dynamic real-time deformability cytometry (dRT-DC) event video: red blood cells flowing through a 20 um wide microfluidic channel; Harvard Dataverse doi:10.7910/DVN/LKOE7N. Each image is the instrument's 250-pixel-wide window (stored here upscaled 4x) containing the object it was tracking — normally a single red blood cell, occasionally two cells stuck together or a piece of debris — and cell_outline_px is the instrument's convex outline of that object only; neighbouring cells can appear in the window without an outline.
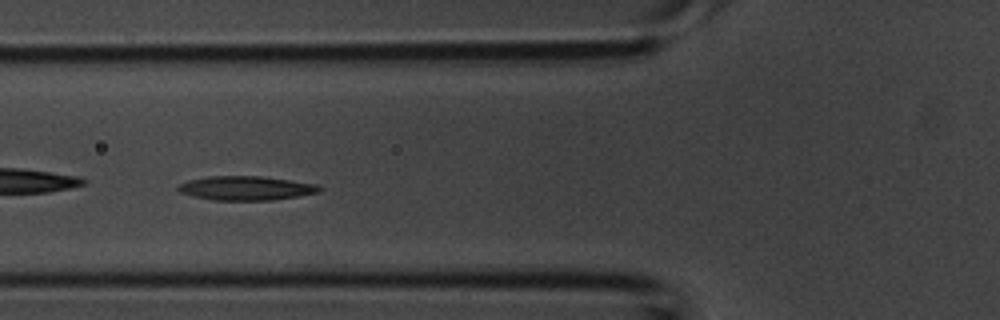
{"species": "common noctule bat (a hibernating species)", "species_latin": "Nyctalus noctula", "temperature_condition": "room temperature", "stored_images_in_passage": 43, "camera_frame_rate_fps": 3000, "um_per_image_px": 0.085, "animal": {"sex": "male", "body_mass_g": 20.1, "forearm_length_mm": 53.5}, "frame": {"image": 1, "passage_image": 16, "time_ms": 5.0, "image_size_px": [1000, 320], "cell_outline_px": [[324, 188], [320, 192], [272, 200], [212, 200], [192, 196], [180, 192], [176, 188], [180, 184], [188, 180], [208, 176], [264, 176], [316, 184]], "centroid_in_image_um": [20.91, 15.99], "position_along_channel_um": 104.9, "area_um2": 19.88}}
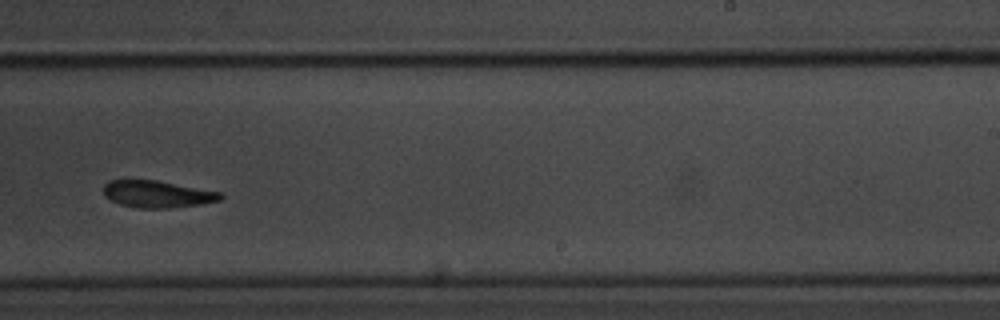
{"frame": {"image": 2, "passage_image": 27, "time_ms": 8.667, "image_size_px": [1000, 320], "cell_outline_px": [[224, 196], [220, 200], [200, 204], [168, 208], [140, 208], [120, 204], [104, 196], [104, 184], [108, 180], [156, 180], [220, 192]], "centroid_in_image_um": [13.35, 16.49], "position_along_channel_um": 275.6, "area_um2": 18.21}}
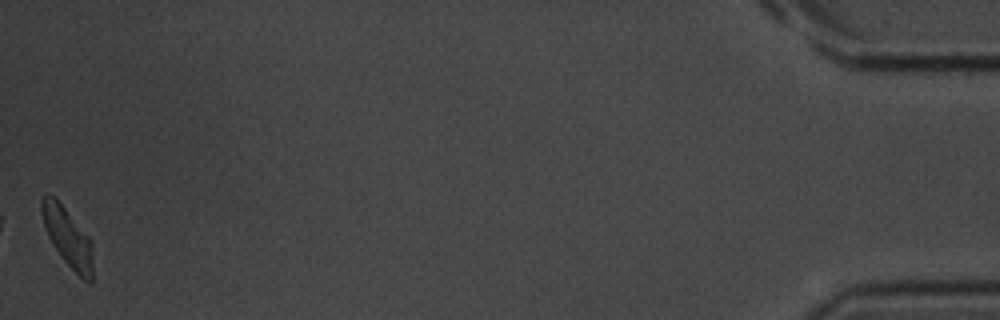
{"frame": {"image": 3, "passage_image": 43, "time_ms": 14.0, "image_size_px": [1000, 320], "cell_outline_px": [[92, 284], [88, 284], [64, 260], [48, 236], [44, 224], [40, 208], [40, 200], [48, 192], [64, 208], [92, 240]], "centroid_in_image_um": [5.76, 20.17], "position_along_channel_um": 429.4, "area_um2": 17.17}}